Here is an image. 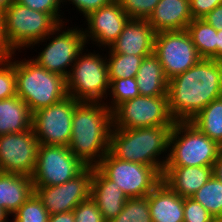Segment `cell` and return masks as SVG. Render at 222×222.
Segmentation results:
<instances>
[{
    "label": "cell",
    "mask_w": 222,
    "mask_h": 222,
    "mask_svg": "<svg viewBox=\"0 0 222 222\" xmlns=\"http://www.w3.org/2000/svg\"><path fill=\"white\" fill-rule=\"evenodd\" d=\"M152 222H184V198L161 181L149 194Z\"/></svg>",
    "instance_id": "cell-21"
},
{
    "label": "cell",
    "mask_w": 222,
    "mask_h": 222,
    "mask_svg": "<svg viewBox=\"0 0 222 222\" xmlns=\"http://www.w3.org/2000/svg\"><path fill=\"white\" fill-rule=\"evenodd\" d=\"M8 214L0 207V222H8L10 219L8 218Z\"/></svg>",
    "instance_id": "cell-45"
},
{
    "label": "cell",
    "mask_w": 222,
    "mask_h": 222,
    "mask_svg": "<svg viewBox=\"0 0 222 222\" xmlns=\"http://www.w3.org/2000/svg\"><path fill=\"white\" fill-rule=\"evenodd\" d=\"M109 222H152L148 204V195L129 198L118 216Z\"/></svg>",
    "instance_id": "cell-30"
},
{
    "label": "cell",
    "mask_w": 222,
    "mask_h": 222,
    "mask_svg": "<svg viewBox=\"0 0 222 222\" xmlns=\"http://www.w3.org/2000/svg\"><path fill=\"white\" fill-rule=\"evenodd\" d=\"M48 222H75L74 212L71 211L49 215Z\"/></svg>",
    "instance_id": "cell-41"
},
{
    "label": "cell",
    "mask_w": 222,
    "mask_h": 222,
    "mask_svg": "<svg viewBox=\"0 0 222 222\" xmlns=\"http://www.w3.org/2000/svg\"><path fill=\"white\" fill-rule=\"evenodd\" d=\"M216 30L222 29V4L202 18Z\"/></svg>",
    "instance_id": "cell-39"
},
{
    "label": "cell",
    "mask_w": 222,
    "mask_h": 222,
    "mask_svg": "<svg viewBox=\"0 0 222 222\" xmlns=\"http://www.w3.org/2000/svg\"><path fill=\"white\" fill-rule=\"evenodd\" d=\"M12 216V222H48L49 219L48 211L35 193Z\"/></svg>",
    "instance_id": "cell-31"
},
{
    "label": "cell",
    "mask_w": 222,
    "mask_h": 222,
    "mask_svg": "<svg viewBox=\"0 0 222 222\" xmlns=\"http://www.w3.org/2000/svg\"><path fill=\"white\" fill-rule=\"evenodd\" d=\"M189 122L222 146V97L210 102Z\"/></svg>",
    "instance_id": "cell-26"
},
{
    "label": "cell",
    "mask_w": 222,
    "mask_h": 222,
    "mask_svg": "<svg viewBox=\"0 0 222 222\" xmlns=\"http://www.w3.org/2000/svg\"><path fill=\"white\" fill-rule=\"evenodd\" d=\"M135 79L141 96H168L169 80L154 53L144 57Z\"/></svg>",
    "instance_id": "cell-23"
},
{
    "label": "cell",
    "mask_w": 222,
    "mask_h": 222,
    "mask_svg": "<svg viewBox=\"0 0 222 222\" xmlns=\"http://www.w3.org/2000/svg\"><path fill=\"white\" fill-rule=\"evenodd\" d=\"M79 103L71 96L32 114V128L39 144L67 146L72 135V117Z\"/></svg>",
    "instance_id": "cell-12"
},
{
    "label": "cell",
    "mask_w": 222,
    "mask_h": 222,
    "mask_svg": "<svg viewBox=\"0 0 222 222\" xmlns=\"http://www.w3.org/2000/svg\"><path fill=\"white\" fill-rule=\"evenodd\" d=\"M130 19H148L160 0H116Z\"/></svg>",
    "instance_id": "cell-33"
},
{
    "label": "cell",
    "mask_w": 222,
    "mask_h": 222,
    "mask_svg": "<svg viewBox=\"0 0 222 222\" xmlns=\"http://www.w3.org/2000/svg\"><path fill=\"white\" fill-rule=\"evenodd\" d=\"M90 196L95 201L106 222L118 216L129 199L120 187L97 166H93Z\"/></svg>",
    "instance_id": "cell-18"
},
{
    "label": "cell",
    "mask_w": 222,
    "mask_h": 222,
    "mask_svg": "<svg viewBox=\"0 0 222 222\" xmlns=\"http://www.w3.org/2000/svg\"><path fill=\"white\" fill-rule=\"evenodd\" d=\"M153 53L168 80L184 73L202 59L186 30L156 33Z\"/></svg>",
    "instance_id": "cell-13"
},
{
    "label": "cell",
    "mask_w": 222,
    "mask_h": 222,
    "mask_svg": "<svg viewBox=\"0 0 222 222\" xmlns=\"http://www.w3.org/2000/svg\"><path fill=\"white\" fill-rule=\"evenodd\" d=\"M168 107L175 121H190L210 102L222 97V61L201 59L168 82Z\"/></svg>",
    "instance_id": "cell-1"
},
{
    "label": "cell",
    "mask_w": 222,
    "mask_h": 222,
    "mask_svg": "<svg viewBox=\"0 0 222 222\" xmlns=\"http://www.w3.org/2000/svg\"><path fill=\"white\" fill-rule=\"evenodd\" d=\"M64 25L65 23L59 24L43 40L35 42L29 49L32 46L33 49L35 45L39 47L41 42H47L49 39V43L41 50L42 52H39L38 56L36 58L34 57L32 60L49 72L67 78L77 56L87 46L83 28L67 27L66 29V25Z\"/></svg>",
    "instance_id": "cell-8"
},
{
    "label": "cell",
    "mask_w": 222,
    "mask_h": 222,
    "mask_svg": "<svg viewBox=\"0 0 222 222\" xmlns=\"http://www.w3.org/2000/svg\"><path fill=\"white\" fill-rule=\"evenodd\" d=\"M109 102H105L106 106L113 112L120 104L140 96L139 89L135 77L109 79ZM109 104V105H108Z\"/></svg>",
    "instance_id": "cell-29"
},
{
    "label": "cell",
    "mask_w": 222,
    "mask_h": 222,
    "mask_svg": "<svg viewBox=\"0 0 222 222\" xmlns=\"http://www.w3.org/2000/svg\"><path fill=\"white\" fill-rule=\"evenodd\" d=\"M155 35L147 19H129L109 49L114 53L148 56L154 52Z\"/></svg>",
    "instance_id": "cell-17"
},
{
    "label": "cell",
    "mask_w": 222,
    "mask_h": 222,
    "mask_svg": "<svg viewBox=\"0 0 222 222\" xmlns=\"http://www.w3.org/2000/svg\"><path fill=\"white\" fill-rule=\"evenodd\" d=\"M217 60L222 61V29L217 30Z\"/></svg>",
    "instance_id": "cell-43"
},
{
    "label": "cell",
    "mask_w": 222,
    "mask_h": 222,
    "mask_svg": "<svg viewBox=\"0 0 222 222\" xmlns=\"http://www.w3.org/2000/svg\"><path fill=\"white\" fill-rule=\"evenodd\" d=\"M113 127L136 129L156 126H173L168 107V96H137L120 104L113 112Z\"/></svg>",
    "instance_id": "cell-10"
},
{
    "label": "cell",
    "mask_w": 222,
    "mask_h": 222,
    "mask_svg": "<svg viewBox=\"0 0 222 222\" xmlns=\"http://www.w3.org/2000/svg\"><path fill=\"white\" fill-rule=\"evenodd\" d=\"M15 0H0V14L8 8Z\"/></svg>",
    "instance_id": "cell-44"
},
{
    "label": "cell",
    "mask_w": 222,
    "mask_h": 222,
    "mask_svg": "<svg viewBox=\"0 0 222 222\" xmlns=\"http://www.w3.org/2000/svg\"><path fill=\"white\" fill-rule=\"evenodd\" d=\"M17 96L33 114L67 97L66 78L49 72L30 59H15Z\"/></svg>",
    "instance_id": "cell-4"
},
{
    "label": "cell",
    "mask_w": 222,
    "mask_h": 222,
    "mask_svg": "<svg viewBox=\"0 0 222 222\" xmlns=\"http://www.w3.org/2000/svg\"><path fill=\"white\" fill-rule=\"evenodd\" d=\"M112 127V111L105 102H79L68 148L86 166H96L109 152Z\"/></svg>",
    "instance_id": "cell-2"
},
{
    "label": "cell",
    "mask_w": 222,
    "mask_h": 222,
    "mask_svg": "<svg viewBox=\"0 0 222 222\" xmlns=\"http://www.w3.org/2000/svg\"><path fill=\"white\" fill-rule=\"evenodd\" d=\"M0 15L4 37L13 52L26 50L59 25L50 14L30 9L16 1Z\"/></svg>",
    "instance_id": "cell-6"
},
{
    "label": "cell",
    "mask_w": 222,
    "mask_h": 222,
    "mask_svg": "<svg viewBox=\"0 0 222 222\" xmlns=\"http://www.w3.org/2000/svg\"><path fill=\"white\" fill-rule=\"evenodd\" d=\"M35 193L30 176L0 172V207L13 215Z\"/></svg>",
    "instance_id": "cell-22"
},
{
    "label": "cell",
    "mask_w": 222,
    "mask_h": 222,
    "mask_svg": "<svg viewBox=\"0 0 222 222\" xmlns=\"http://www.w3.org/2000/svg\"><path fill=\"white\" fill-rule=\"evenodd\" d=\"M221 149L189 121H175L165 167L213 166Z\"/></svg>",
    "instance_id": "cell-5"
},
{
    "label": "cell",
    "mask_w": 222,
    "mask_h": 222,
    "mask_svg": "<svg viewBox=\"0 0 222 222\" xmlns=\"http://www.w3.org/2000/svg\"><path fill=\"white\" fill-rule=\"evenodd\" d=\"M93 166H86L77 176L56 186H34L49 215L73 211L91 194Z\"/></svg>",
    "instance_id": "cell-14"
},
{
    "label": "cell",
    "mask_w": 222,
    "mask_h": 222,
    "mask_svg": "<svg viewBox=\"0 0 222 222\" xmlns=\"http://www.w3.org/2000/svg\"><path fill=\"white\" fill-rule=\"evenodd\" d=\"M213 175L220 181H222V149L218 154L217 160L213 165Z\"/></svg>",
    "instance_id": "cell-42"
},
{
    "label": "cell",
    "mask_w": 222,
    "mask_h": 222,
    "mask_svg": "<svg viewBox=\"0 0 222 222\" xmlns=\"http://www.w3.org/2000/svg\"><path fill=\"white\" fill-rule=\"evenodd\" d=\"M75 222H106L91 196L73 210Z\"/></svg>",
    "instance_id": "cell-35"
},
{
    "label": "cell",
    "mask_w": 222,
    "mask_h": 222,
    "mask_svg": "<svg viewBox=\"0 0 222 222\" xmlns=\"http://www.w3.org/2000/svg\"><path fill=\"white\" fill-rule=\"evenodd\" d=\"M128 198L147 196L161 181L162 174L152 166L123 161L108 152L96 165Z\"/></svg>",
    "instance_id": "cell-9"
},
{
    "label": "cell",
    "mask_w": 222,
    "mask_h": 222,
    "mask_svg": "<svg viewBox=\"0 0 222 222\" xmlns=\"http://www.w3.org/2000/svg\"><path fill=\"white\" fill-rule=\"evenodd\" d=\"M32 128V113L18 96L0 100V136Z\"/></svg>",
    "instance_id": "cell-24"
},
{
    "label": "cell",
    "mask_w": 222,
    "mask_h": 222,
    "mask_svg": "<svg viewBox=\"0 0 222 222\" xmlns=\"http://www.w3.org/2000/svg\"><path fill=\"white\" fill-rule=\"evenodd\" d=\"M114 0H63V3L69 2L75 6V8L82 13V15L86 18L91 12L100 9Z\"/></svg>",
    "instance_id": "cell-37"
},
{
    "label": "cell",
    "mask_w": 222,
    "mask_h": 222,
    "mask_svg": "<svg viewBox=\"0 0 222 222\" xmlns=\"http://www.w3.org/2000/svg\"><path fill=\"white\" fill-rule=\"evenodd\" d=\"M186 31L202 59L217 60V30L203 19H193Z\"/></svg>",
    "instance_id": "cell-25"
},
{
    "label": "cell",
    "mask_w": 222,
    "mask_h": 222,
    "mask_svg": "<svg viewBox=\"0 0 222 222\" xmlns=\"http://www.w3.org/2000/svg\"><path fill=\"white\" fill-rule=\"evenodd\" d=\"M84 21L87 28L83 29L86 43L94 42L99 49L109 48L121 34L124 25L130 19L121 5L114 0L112 3L91 12ZM89 41V42H88Z\"/></svg>",
    "instance_id": "cell-16"
},
{
    "label": "cell",
    "mask_w": 222,
    "mask_h": 222,
    "mask_svg": "<svg viewBox=\"0 0 222 222\" xmlns=\"http://www.w3.org/2000/svg\"><path fill=\"white\" fill-rule=\"evenodd\" d=\"M84 52L77 56L66 78L67 95L79 102H104L110 83L106 55Z\"/></svg>",
    "instance_id": "cell-7"
},
{
    "label": "cell",
    "mask_w": 222,
    "mask_h": 222,
    "mask_svg": "<svg viewBox=\"0 0 222 222\" xmlns=\"http://www.w3.org/2000/svg\"><path fill=\"white\" fill-rule=\"evenodd\" d=\"M191 198L199 202L213 218H222V181L214 175Z\"/></svg>",
    "instance_id": "cell-28"
},
{
    "label": "cell",
    "mask_w": 222,
    "mask_h": 222,
    "mask_svg": "<svg viewBox=\"0 0 222 222\" xmlns=\"http://www.w3.org/2000/svg\"><path fill=\"white\" fill-rule=\"evenodd\" d=\"M38 139L33 128L0 136V170L32 176L37 160Z\"/></svg>",
    "instance_id": "cell-15"
},
{
    "label": "cell",
    "mask_w": 222,
    "mask_h": 222,
    "mask_svg": "<svg viewBox=\"0 0 222 222\" xmlns=\"http://www.w3.org/2000/svg\"><path fill=\"white\" fill-rule=\"evenodd\" d=\"M13 51L8 46L3 32V23L0 15V62L8 60L13 56Z\"/></svg>",
    "instance_id": "cell-40"
},
{
    "label": "cell",
    "mask_w": 222,
    "mask_h": 222,
    "mask_svg": "<svg viewBox=\"0 0 222 222\" xmlns=\"http://www.w3.org/2000/svg\"><path fill=\"white\" fill-rule=\"evenodd\" d=\"M193 19H202L215 7L222 4V0H189Z\"/></svg>",
    "instance_id": "cell-38"
},
{
    "label": "cell",
    "mask_w": 222,
    "mask_h": 222,
    "mask_svg": "<svg viewBox=\"0 0 222 222\" xmlns=\"http://www.w3.org/2000/svg\"><path fill=\"white\" fill-rule=\"evenodd\" d=\"M211 222H222V218H214Z\"/></svg>",
    "instance_id": "cell-46"
},
{
    "label": "cell",
    "mask_w": 222,
    "mask_h": 222,
    "mask_svg": "<svg viewBox=\"0 0 222 222\" xmlns=\"http://www.w3.org/2000/svg\"><path fill=\"white\" fill-rule=\"evenodd\" d=\"M213 175V166L165 167L162 181L183 198H191Z\"/></svg>",
    "instance_id": "cell-19"
},
{
    "label": "cell",
    "mask_w": 222,
    "mask_h": 222,
    "mask_svg": "<svg viewBox=\"0 0 222 222\" xmlns=\"http://www.w3.org/2000/svg\"><path fill=\"white\" fill-rule=\"evenodd\" d=\"M213 216L193 198H184V222H211Z\"/></svg>",
    "instance_id": "cell-36"
},
{
    "label": "cell",
    "mask_w": 222,
    "mask_h": 222,
    "mask_svg": "<svg viewBox=\"0 0 222 222\" xmlns=\"http://www.w3.org/2000/svg\"><path fill=\"white\" fill-rule=\"evenodd\" d=\"M192 20L189 0H160L147 19L156 33L186 30Z\"/></svg>",
    "instance_id": "cell-20"
},
{
    "label": "cell",
    "mask_w": 222,
    "mask_h": 222,
    "mask_svg": "<svg viewBox=\"0 0 222 222\" xmlns=\"http://www.w3.org/2000/svg\"><path fill=\"white\" fill-rule=\"evenodd\" d=\"M106 62L109 79L136 77L139 67L145 56L126 55L114 53L108 48ZM108 56V57H107Z\"/></svg>",
    "instance_id": "cell-27"
},
{
    "label": "cell",
    "mask_w": 222,
    "mask_h": 222,
    "mask_svg": "<svg viewBox=\"0 0 222 222\" xmlns=\"http://www.w3.org/2000/svg\"><path fill=\"white\" fill-rule=\"evenodd\" d=\"M16 2L27 6L30 9L38 12L50 14L59 24L64 23L65 18L60 13L61 3L63 0H15Z\"/></svg>",
    "instance_id": "cell-34"
},
{
    "label": "cell",
    "mask_w": 222,
    "mask_h": 222,
    "mask_svg": "<svg viewBox=\"0 0 222 222\" xmlns=\"http://www.w3.org/2000/svg\"><path fill=\"white\" fill-rule=\"evenodd\" d=\"M86 165L67 146L39 144L34 186H56L77 176Z\"/></svg>",
    "instance_id": "cell-11"
},
{
    "label": "cell",
    "mask_w": 222,
    "mask_h": 222,
    "mask_svg": "<svg viewBox=\"0 0 222 222\" xmlns=\"http://www.w3.org/2000/svg\"><path fill=\"white\" fill-rule=\"evenodd\" d=\"M14 54L15 52L11 58L0 62V100L17 96Z\"/></svg>",
    "instance_id": "cell-32"
},
{
    "label": "cell",
    "mask_w": 222,
    "mask_h": 222,
    "mask_svg": "<svg viewBox=\"0 0 222 222\" xmlns=\"http://www.w3.org/2000/svg\"><path fill=\"white\" fill-rule=\"evenodd\" d=\"M172 127L112 128L109 152L117 159L152 166L163 174L169 156L167 152ZM163 153H167L165 157Z\"/></svg>",
    "instance_id": "cell-3"
}]
</instances>
